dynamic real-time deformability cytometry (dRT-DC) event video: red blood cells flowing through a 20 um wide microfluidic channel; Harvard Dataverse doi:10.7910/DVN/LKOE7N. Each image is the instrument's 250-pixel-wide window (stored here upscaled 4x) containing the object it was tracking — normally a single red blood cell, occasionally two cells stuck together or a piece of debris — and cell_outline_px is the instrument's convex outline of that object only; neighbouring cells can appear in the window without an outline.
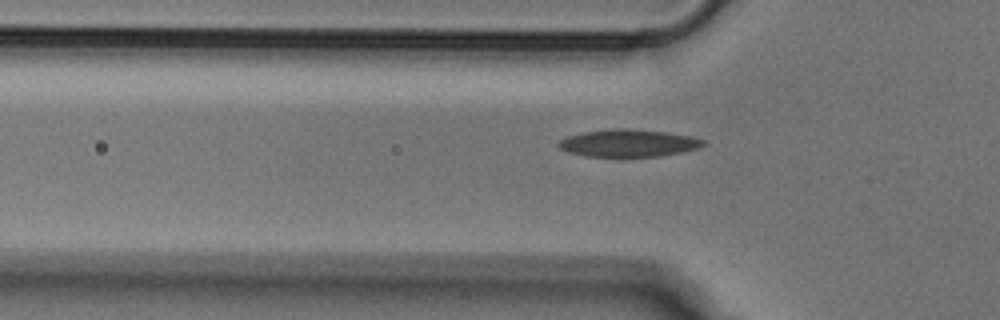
{"species": "Egyptian fruit bat (a non-hibernating species)", "species_latin": "Rousettus aegyptiacus", "temperature_condition": "cold", "stored_images_in_passage": 37, "camera_frame_rate_fps": 3000, "um_per_image_px": 0.085, "animal": {"sex": "male"}, "frame": {"image": 1, "passage_image": 8, "time_ms": 2.333, "image_size_px": [1000, 320], "cell_outline_px": [[704, 144], [700, 148], [660, 156], [584, 156], [568, 152], [560, 148], [556, 144], [560, 140], [568, 136], [584, 132], [616, 128], [624, 128], [664, 132], [692, 136], [704, 140]], "centroid_in_image_um": [53.41, 12.16], "position_along_channel_um": 72.4, "area_um2": 22.83}}
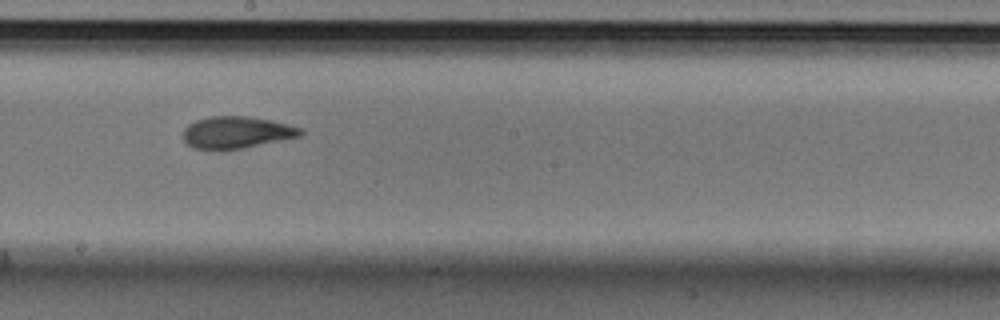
{"frame": {"image": 2, "passage_image": 20, "time_ms": 6.333, "image_size_px": [1000, 320], "cell_outline_px": [[304, 132], [300, 136], [244, 148], [224, 152], [216, 152], [192, 148], [184, 140], [184, 128], [188, 124], [196, 120], [212, 116], [248, 116], [288, 124], [304, 128]], "centroid_in_image_um": [20.08, 11.29], "position_along_channel_um": 228.1, "area_um2": 22.37}}
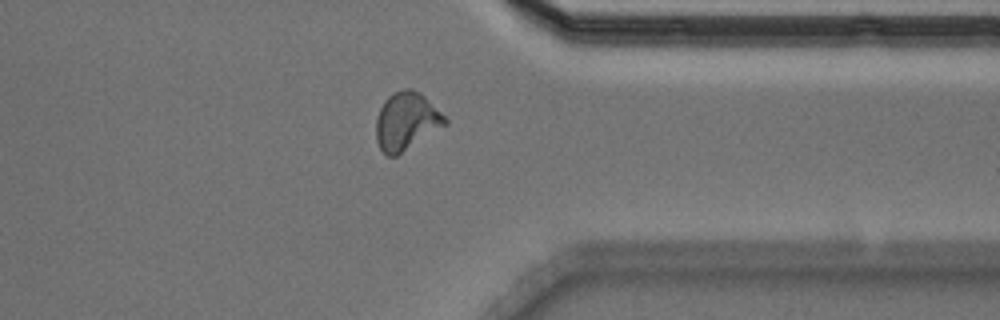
{"frame": {"image": 3, "passage_image": 32, "time_ms": 10.333, "image_size_px": [1000, 320], "cell_outline_px": [[448, 124], [396, 156], [388, 156], [380, 148], [376, 140], [376, 120], [380, 108], [384, 100], [392, 92], [404, 88], [412, 88], [420, 92], [448, 120]], "centroid_in_image_um": [34.53, 10.29], "position_along_channel_um": 376.9, "area_um2": 23.18}}